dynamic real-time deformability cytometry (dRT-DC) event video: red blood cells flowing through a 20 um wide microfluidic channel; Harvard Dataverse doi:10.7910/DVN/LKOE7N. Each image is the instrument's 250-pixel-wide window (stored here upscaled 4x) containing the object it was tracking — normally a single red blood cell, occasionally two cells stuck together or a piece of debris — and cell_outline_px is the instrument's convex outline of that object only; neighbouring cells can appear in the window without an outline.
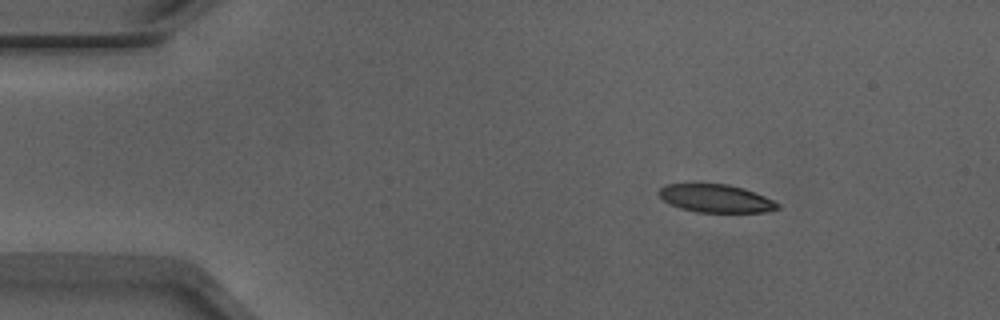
{"species": "Egyptian fruit bat (a non-hibernating species)", "species_latin": "Rousettus aegyptiacus", "temperature_condition": "warm", "stored_images_in_passage": 46, "camera_frame_rate_fps": 3000, "um_per_image_px": 0.085, "animal": {"sex": "male"}, "frame": {"image": 1, "passage_image": 1, "time_ms": 0.0, "image_size_px": [1000, 320], "cell_outline_px": [[780, 208], [768, 212], [696, 212], [680, 208], [664, 200], [656, 192], [660, 188], [668, 184], [728, 184], [764, 196], [780, 204]], "centroid_in_image_um": [60.84, 16.88], "position_along_channel_um": 24.2, "area_um2": 19.13}}
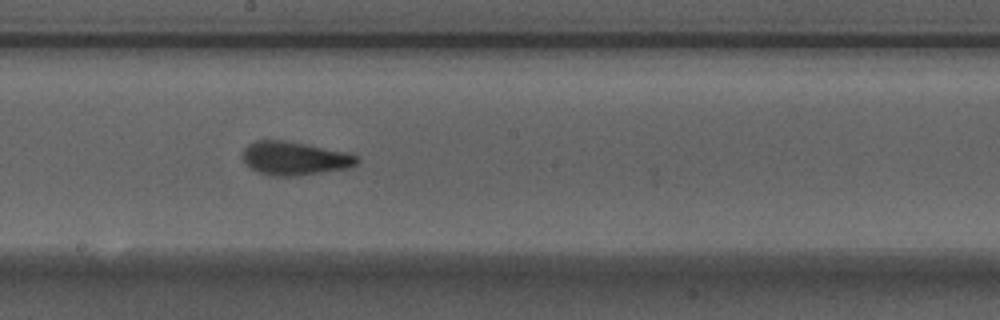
{"frame": {"image": 2, "passage_image": 22, "time_ms": 7.0, "image_size_px": [1000, 320], "cell_outline_px": [[360, 160], [356, 164], [348, 168], [296, 176], [272, 176], [260, 172], [252, 168], [244, 160], [244, 148], [248, 144], [256, 140], [284, 140], [348, 152], [356, 156]], "centroid_in_image_um": [25.07, 13.45], "position_along_channel_um": 223.1, "area_um2": 22.08}}
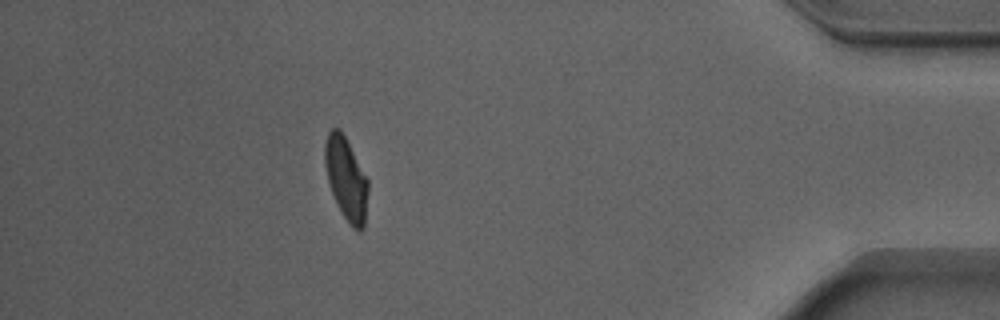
{"frame": {"image": 3, "passage_image": 40, "time_ms": 13.0, "image_size_px": [1000, 320], "cell_outline_px": [[368, 192], [364, 228], [360, 232], [356, 232], [352, 228], [344, 216], [332, 192], [328, 180], [324, 160], [324, 144], [328, 132], [332, 128], [340, 128], [368, 180]], "centroid_in_image_um": [29.43, 15.2], "position_along_channel_um": 405.8, "area_um2": 20.58}, "authors_computed_cell_mechanics": {"area_um2": 21.5883, "velocity_mm_per_s": 3.8971, "shape_relaxation_time_tau1_ms": 3.7491, "shape_relaxation_time_tau2_ms": 1.1445, "deformation_change_tau1": 0.1453, "deformation_change_tau2": 0.0836}}